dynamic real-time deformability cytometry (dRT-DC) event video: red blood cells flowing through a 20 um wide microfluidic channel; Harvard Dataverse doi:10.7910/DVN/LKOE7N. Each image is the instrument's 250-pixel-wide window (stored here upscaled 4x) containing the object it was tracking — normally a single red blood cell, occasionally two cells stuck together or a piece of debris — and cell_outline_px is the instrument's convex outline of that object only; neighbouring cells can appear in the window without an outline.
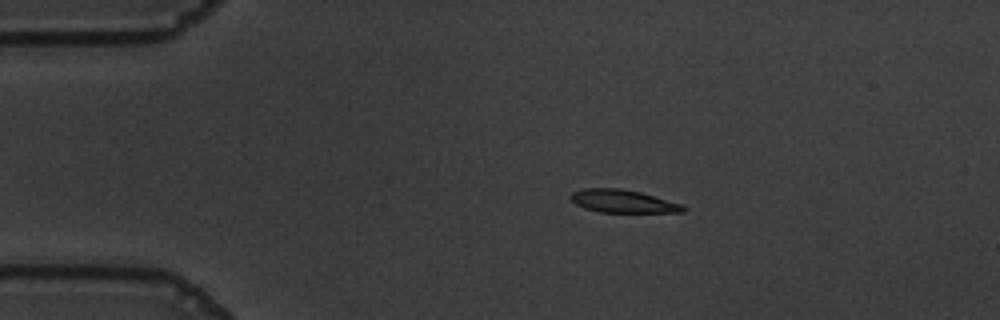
{"species": "common noctule bat (a hibernating species)", "species_latin": "Nyctalus noctula", "temperature_condition": "warm", "stored_images_in_passage": 57, "camera_frame_rate_fps": 3000, "um_per_image_px": 0.085, "animal": {"sex": "male", "body_mass_g": 19.5, "forearm_length_mm": 54.6}, "frame": {"image": 1, "passage_image": 12, "time_ms": 3.667, "image_size_px": [1000, 320], "cell_outline_px": [[688, 208], [684, 212], [600, 212], [584, 208], [576, 204], [568, 196], [572, 192], [584, 188], [620, 188], [640, 192], [680, 204]], "centroid_in_image_um": [52.9, 17.1], "position_along_channel_um": 32.1, "area_um2": 14.91}}
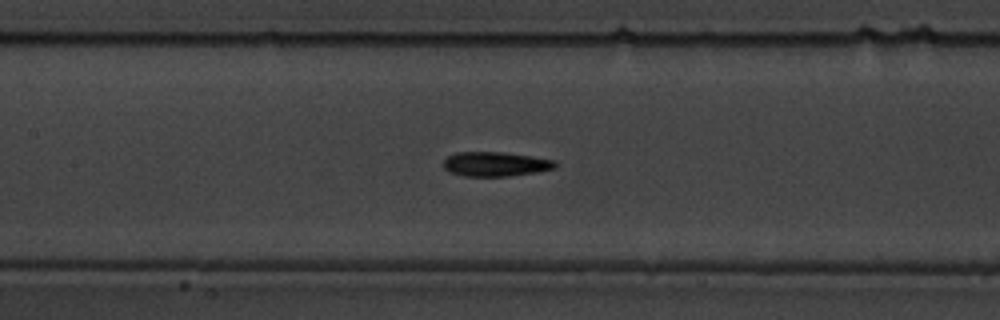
{"frame": {"image": 2, "passage_image": 27, "time_ms": 8.667, "image_size_px": [1000, 320], "cell_outline_px": [[556, 168], [536, 172], [508, 176], [464, 176], [448, 172], [444, 168], [444, 160], [448, 156], [456, 152], [504, 152], [556, 160]], "centroid_in_image_um": [42.1, 13.94], "position_along_channel_um": 165.3, "area_um2": 15.95}}
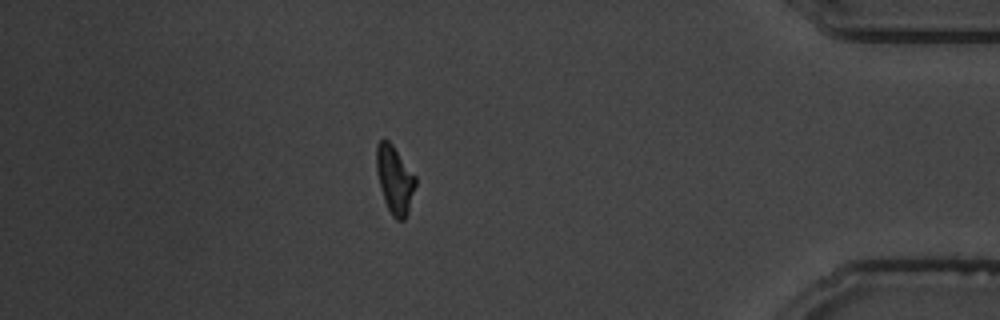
{"frame": {"image": 3, "passage_image": 50, "time_ms": 16.333, "image_size_px": [1000, 320], "cell_outline_px": [[416, 184], [408, 212], [404, 220], [396, 220], [392, 216], [384, 200], [376, 172], [376, 144], [384, 136], [392, 144], [416, 176]], "centroid_in_image_um": [33.54, 15.24], "position_along_channel_um": 401.7, "area_um2": 15.55}, "authors_computed_cell_mechanics": {"area_um2": 15.3748, "velocity_mm_per_s": 3.6074, "shape_relaxation_time_tau1_ms": 3.5982, "shape_relaxation_time_tau2_ms": 1.8098, "deformation_change_tau1": 0.1662, "deformation_change_tau2": 0.0963}}